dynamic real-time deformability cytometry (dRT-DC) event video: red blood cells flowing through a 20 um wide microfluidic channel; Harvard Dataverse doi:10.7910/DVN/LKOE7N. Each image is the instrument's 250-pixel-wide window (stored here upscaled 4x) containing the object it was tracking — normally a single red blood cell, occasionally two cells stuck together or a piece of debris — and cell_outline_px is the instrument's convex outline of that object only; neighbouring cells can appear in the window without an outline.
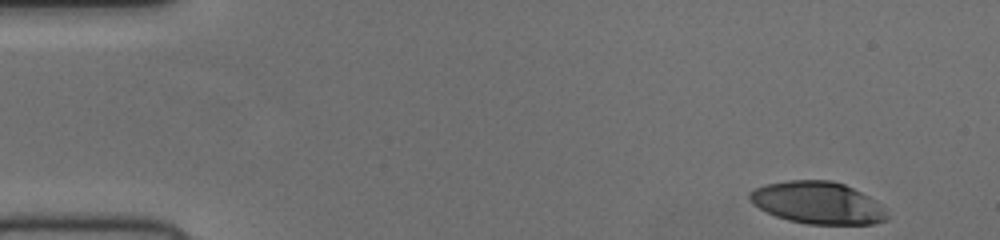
{"species": "human", "species_latin": "Homo sapiens", "temperature_condition": "cold", "stored_images_in_passage": 49, "camera_frame_rate_fps": 3000, "um_per_image_px": 0.085, "donor": {"sex": "female"}, "frame": {"image": 1, "passage_image": 1, "time_ms": 0.0, "image_size_px": [1000, 240], "cell_outline_px": [[888, 220], [872, 224], [808, 224], [788, 220], [776, 216], [752, 204], [748, 200], [748, 192], [764, 184], [788, 180], [832, 180], [844, 184], [868, 196], [884, 208], [888, 216]], "centroid_in_image_um": [69.47, 17.23], "position_along_channel_um": 15.5, "area_um2": 33.76}}
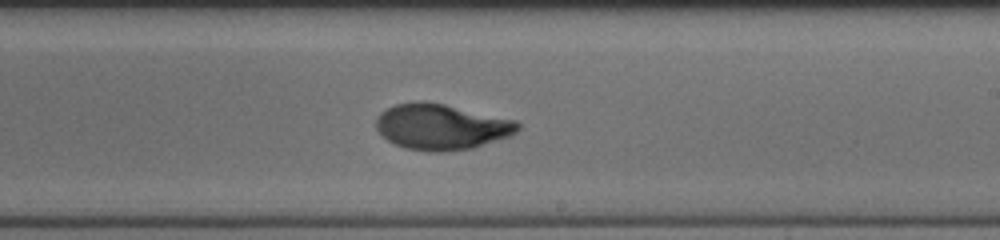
{"frame": {"image": 2, "passage_image": 28, "time_ms": 9.0, "image_size_px": [1000, 240], "cell_outline_px": [[520, 128], [512, 136], [472, 148], [444, 152], [428, 152], [404, 148], [388, 140], [376, 128], [376, 116], [380, 112], [396, 104], [420, 100], [424, 100], [444, 104], [516, 120], [520, 124]], "centroid_in_image_um": [37.52, 10.78], "position_along_channel_um": 251.5, "area_um2": 37.97}}
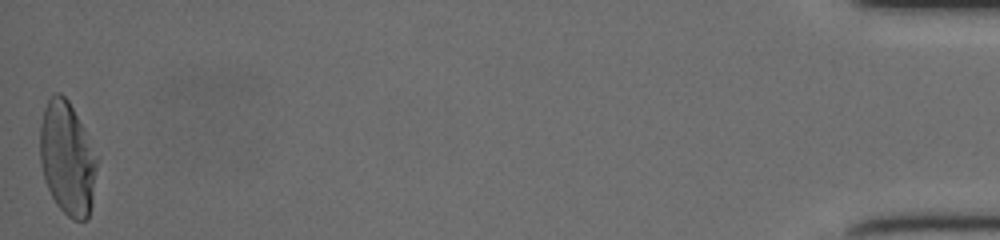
{"frame": {"image": 3, "passage_image": 49, "time_ms": 16.0, "image_size_px": [1000, 240], "cell_outline_px": [[96, 168], [92, 204], [88, 216], [84, 220], [72, 220], [56, 204], [44, 180], [40, 164], [40, 124], [44, 108], [48, 100], [56, 92], [60, 92], [68, 100], [84, 132], [96, 160]], "centroid_in_image_um": [5.67, 13.49], "position_along_channel_um": 429.5, "area_um2": 36.76}}